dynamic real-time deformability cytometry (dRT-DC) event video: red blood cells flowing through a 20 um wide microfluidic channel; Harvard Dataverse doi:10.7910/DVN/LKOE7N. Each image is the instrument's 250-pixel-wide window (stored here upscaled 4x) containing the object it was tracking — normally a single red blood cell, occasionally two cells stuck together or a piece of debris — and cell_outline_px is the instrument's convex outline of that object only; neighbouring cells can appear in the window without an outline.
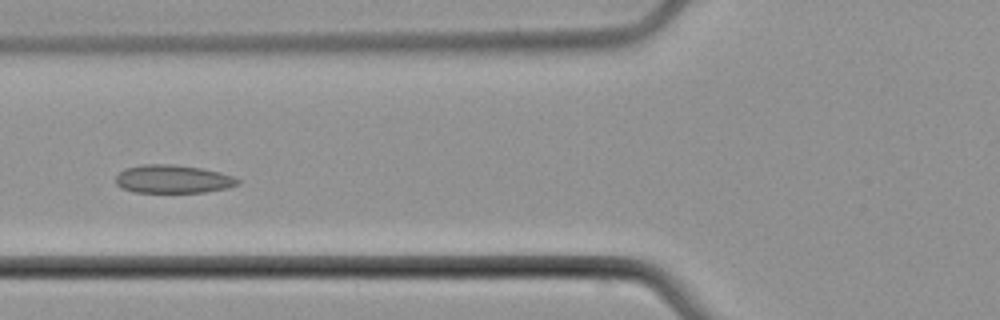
{"species": "common noctule bat (a hibernating species)", "species_latin": "Nyctalus noctula", "temperature_condition": "cold", "stored_images_in_passage": 6, "camera_frame_rate_fps": 3000, "um_per_image_px": 0.085, "animal": {"sex": "male", "body_mass_g": 21.5, "forearm_length_mm": 52.0}, "frame": {"image": 1, "passage_image": 6, "time_ms": 6.333, "image_size_px": [1000, 320], "cell_outline_px": [[240, 184], [228, 188], [204, 192], [132, 192], [120, 188], [116, 184], [116, 176], [124, 168], [144, 164], [172, 164], [200, 168], [220, 172], [232, 176], [240, 180]], "centroid_in_image_um": [14.68, 15.22], "position_along_channel_um": 111.1, "area_um2": 20.17}}